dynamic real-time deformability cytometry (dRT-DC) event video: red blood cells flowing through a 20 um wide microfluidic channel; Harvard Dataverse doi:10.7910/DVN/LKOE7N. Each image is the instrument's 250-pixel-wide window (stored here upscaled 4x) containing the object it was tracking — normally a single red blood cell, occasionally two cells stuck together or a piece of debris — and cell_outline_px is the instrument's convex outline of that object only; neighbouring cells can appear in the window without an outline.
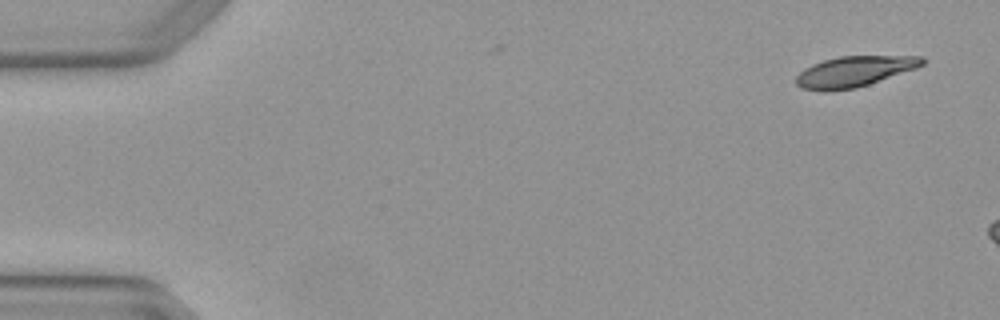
{"species": "Egyptian fruit bat (a non-hibernating species)", "species_latin": "Rousettus aegyptiacus", "temperature_condition": "warm", "stored_images_in_passage": 3, "camera_frame_rate_fps": 3000, "um_per_image_px": 0.085, "animal": {"sex": "female"}, "frame": {"image": 1, "passage_image": 1, "time_ms": 0.0, "image_size_px": [1000, 320], "cell_outline_px": [[928, 60], [924, 64], [916, 68], [856, 88], [824, 92], [800, 88], [796, 84], [796, 76], [804, 68], [812, 64], [824, 60], [840, 56], [924, 56]], "centroid_in_image_um": [72.6, 6.08], "position_along_channel_um": 12.4, "area_um2": 22.6}}